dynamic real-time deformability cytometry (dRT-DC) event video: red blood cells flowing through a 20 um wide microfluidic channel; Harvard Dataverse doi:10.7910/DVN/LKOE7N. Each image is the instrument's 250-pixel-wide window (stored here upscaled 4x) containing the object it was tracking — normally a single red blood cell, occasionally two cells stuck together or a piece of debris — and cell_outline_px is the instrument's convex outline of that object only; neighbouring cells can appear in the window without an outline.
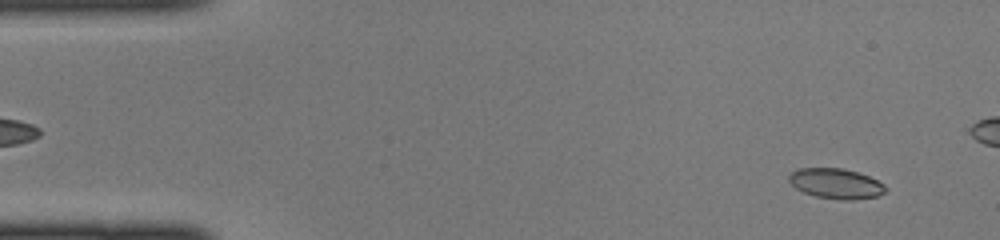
{"species": "common noctule bat (a hibernating species)", "species_latin": "Nyctalus noctula", "temperature_condition": "cold", "stored_images_in_passage": 39, "camera_frame_rate_fps": 3000, "um_per_image_px": 0.085, "animal": {"sex": "female", "body_mass_g": 22.0, "forearm_length_mm": 56.7}, "frame": {"image": 1, "passage_image": 3, "time_ms": 0.667, "image_size_px": [1000, 240], "cell_outline_px": [[888, 188], [880, 196], [852, 200], [840, 200], [816, 196], [804, 192], [796, 188], [788, 180], [788, 176], [796, 168], [844, 168], [868, 176], [884, 184]], "centroid_in_image_um": [71.06, 15.6], "position_along_channel_um": 13.9, "area_um2": 17.05}}
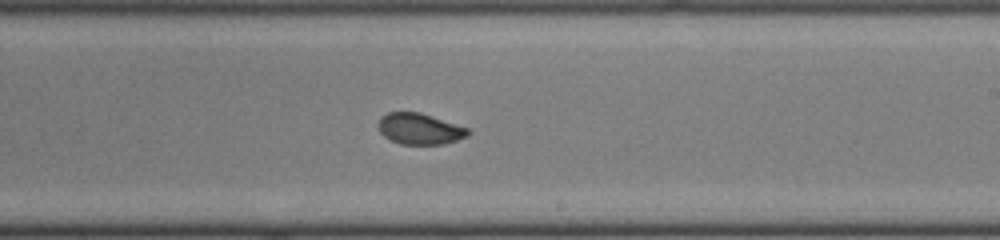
{"frame": {"image": 2, "passage_image": 26, "time_ms": 8.333, "image_size_px": [1000, 240], "cell_outline_px": [[472, 132], [468, 136], [444, 144], [400, 144], [384, 136], [380, 132], [380, 116], [388, 112], [420, 112], [468, 128]], "centroid_in_image_um": [35.7, 10.95], "position_along_channel_um": 253.3, "area_um2": 16.13}}
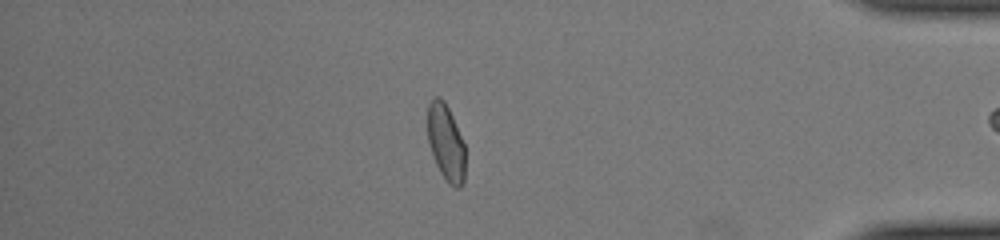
{"frame": {"image": 3, "passage_image": 38, "time_ms": 12.333, "image_size_px": [1000, 240], "cell_outline_px": [[464, 184], [460, 188], [456, 188], [440, 172], [436, 164], [428, 140], [428, 104], [436, 96], [440, 96], [444, 100], [452, 116], [464, 144]], "centroid_in_image_um": [37.9, 12.09], "position_along_channel_um": 397.3, "area_um2": 16.36}}